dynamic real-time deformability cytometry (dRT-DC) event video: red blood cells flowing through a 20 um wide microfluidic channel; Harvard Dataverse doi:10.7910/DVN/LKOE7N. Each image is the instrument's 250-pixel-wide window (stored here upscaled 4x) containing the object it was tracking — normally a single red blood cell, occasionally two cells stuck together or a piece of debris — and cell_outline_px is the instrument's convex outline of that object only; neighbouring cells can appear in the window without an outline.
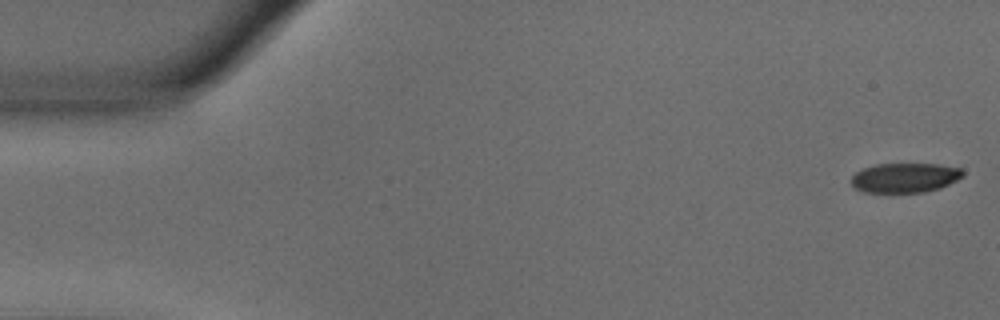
{"species": "common noctule bat (a hibernating species)", "species_latin": "Nyctalus noctula", "temperature_condition": "warm", "stored_images_in_passage": 7, "camera_frame_rate_fps": 3000, "um_per_image_px": 0.085, "animal": {"sex": "male", "body_mass_g": 18.8}, "frame": {"image": 1, "passage_image": 1, "time_ms": 0.0, "image_size_px": [1000, 320], "cell_outline_px": [[964, 176], [940, 188], [924, 192], [864, 192], [856, 188], [852, 184], [852, 176], [856, 172], [864, 168], [876, 164], [936, 164], [960, 168], [964, 172]], "centroid_in_image_um": [76.93, 15.1], "position_along_channel_um": 8.1, "area_um2": 19.07}}